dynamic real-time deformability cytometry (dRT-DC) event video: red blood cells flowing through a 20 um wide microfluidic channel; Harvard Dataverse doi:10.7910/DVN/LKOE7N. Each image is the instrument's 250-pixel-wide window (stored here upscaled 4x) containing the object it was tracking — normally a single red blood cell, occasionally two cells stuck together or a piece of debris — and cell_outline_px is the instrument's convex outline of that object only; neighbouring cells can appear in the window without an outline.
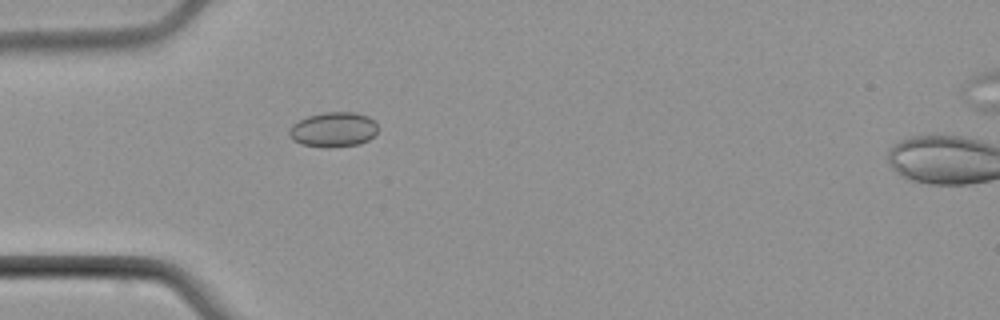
{"species": "common noctule bat (a hibernating species)", "species_latin": "Nyctalus noctula", "temperature_condition": "cold", "stored_images_in_passage": 5, "camera_frame_rate_fps": 3000, "um_per_image_px": 0.085, "animal": {"sex": "male", "body_mass_g": 21.5, "forearm_length_mm": 52.0}, "frame": {"image": 1, "passage_image": 4, "time_ms": 3.667, "image_size_px": [1000, 320], "cell_outline_px": [[380, 128], [368, 140], [360, 144], [324, 148], [300, 144], [292, 140], [288, 136], [288, 128], [292, 124], [308, 116], [324, 112], [356, 112], [368, 116], [376, 120]], "centroid_in_image_um": [28.34, 11.01], "position_along_channel_um": 56.7, "area_um2": 18.44}}